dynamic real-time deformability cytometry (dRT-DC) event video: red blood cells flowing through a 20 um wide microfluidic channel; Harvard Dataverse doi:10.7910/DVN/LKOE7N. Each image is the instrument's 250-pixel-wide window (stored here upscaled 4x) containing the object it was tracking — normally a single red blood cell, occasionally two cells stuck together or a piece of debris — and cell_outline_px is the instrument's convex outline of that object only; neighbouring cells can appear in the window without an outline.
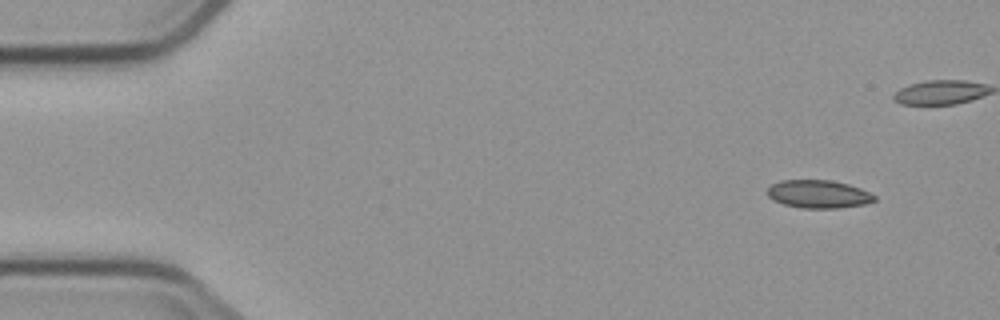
{"species": "common noctule bat (a hibernating species)", "species_latin": "Nyctalus noctula", "temperature_condition": "cold", "stored_images_in_passage": 8, "camera_frame_rate_fps": 3000, "um_per_image_px": 0.085, "animal": {"sex": "male", "body_mass_g": 23.1, "forearm_length_mm": 52.7}, "frame": {"image": 1, "passage_image": 1, "time_ms": 0.0, "image_size_px": [1000, 320], "cell_outline_px": [[876, 200], [864, 204], [840, 208], [800, 208], [784, 204], [772, 200], [768, 196], [768, 188], [772, 184], [780, 180], [832, 180], [848, 184], [860, 188], [876, 196]], "centroid_in_image_um": [69.56, 16.5], "position_along_channel_um": 15.4, "area_um2": 17.51}}
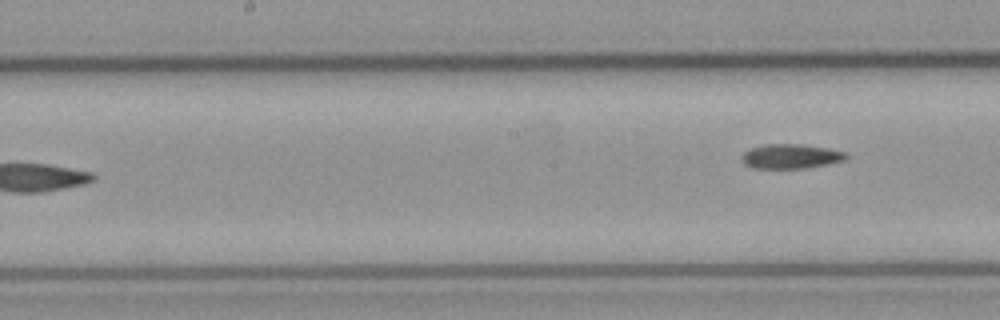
{"frame": {"image": 2, "passage_image": 8, "time_ms": 9.0, "image_size_px": [1000, 320], "cell_outline_px": [[848, 156], [844, 160], [828, 164], [804, 168], [752, 168], [744, 164], [740, 160], [740, 156], [744, 152], [752, 148], [764, 144], [804, 144], [828, 148], [844, 152]], "centroid_in_image_um": [67.18, 13.28], "position_along_channel_um": 181.0, "area_um2": 14.97}}